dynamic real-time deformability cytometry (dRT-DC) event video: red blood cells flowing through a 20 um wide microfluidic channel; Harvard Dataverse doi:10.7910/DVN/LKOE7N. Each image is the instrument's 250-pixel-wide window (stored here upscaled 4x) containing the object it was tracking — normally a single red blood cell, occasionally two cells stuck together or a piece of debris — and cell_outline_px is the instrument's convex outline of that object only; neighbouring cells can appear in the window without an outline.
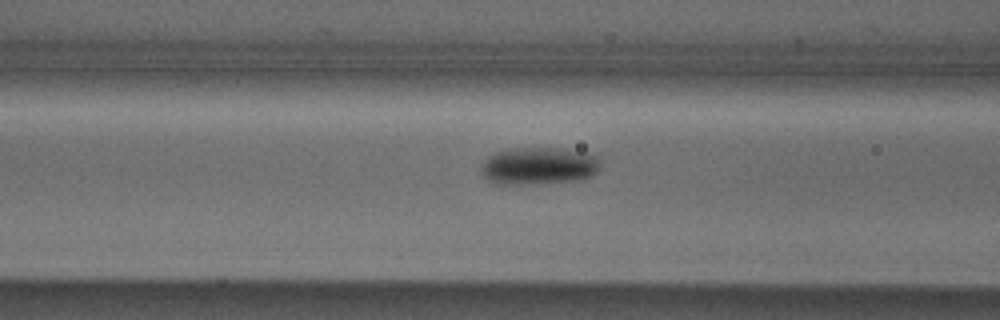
{"species": "Egyptian fruit bat (a non-hibernating species)", "species_latin": "Rousettus aegyptiacus", "temperature_condition": "cold", "stored_images_in_passage": 7, "camera_frame_rate_fps": 3000, "um_per_image_px": 0.085, "animal": {"sex": "male"}, "frame": {"image": 1, "passage_image": 5, "time_ms": 1.333, "image_size_px": [1000, 320], "cell_outline_px": [[600, 164], [596, 172], [580, 180], [492, 180], [484, 176], [484, 160], [488, 156], [504, 148], [560, 148], [584, 152], [596, 156], [600, 160]], "centroid_in_image_um": [45.89, 13.99], "position_along_channel_um": 120.7, "area_um2": 23.99}}